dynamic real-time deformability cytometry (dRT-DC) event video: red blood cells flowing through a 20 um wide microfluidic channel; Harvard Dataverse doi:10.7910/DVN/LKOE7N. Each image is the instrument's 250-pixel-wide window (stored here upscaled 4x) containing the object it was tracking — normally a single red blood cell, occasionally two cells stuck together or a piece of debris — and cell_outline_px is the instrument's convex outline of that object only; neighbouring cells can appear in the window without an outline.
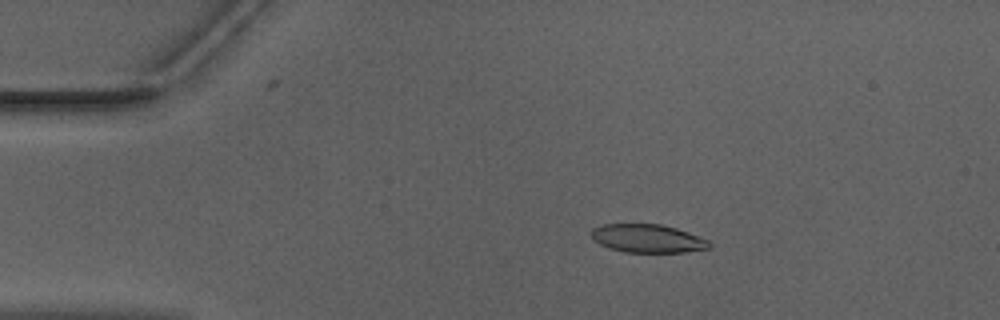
{"species": "Egyptian fruit bat (a non-hibernating species)", "species_latin": "Rousettus aegyptiacus", "temperature_condition": "warm", "stored_images_in_passage": 51, "camera_frame_rate_fps": 3000, "um_per_image_px": 0.085, "animal": {"sex": "male"}, "frame": {"image": 1, "passage_image": 9, "time_ms": 2.667, "image_size_px": [1000, 320], "cell_outline_px": [[712, 244], [708, 248], [684, 252], [624, 252], [608, 248], [592, 240], [592, 228], [604, 224], [660, 224], [676, 228], [688, 232], [708, 240]], "centroid_in_image_um": [55.02, 20.27], "position_along_channel_um": 30.0, "area_um2": 19.42}}
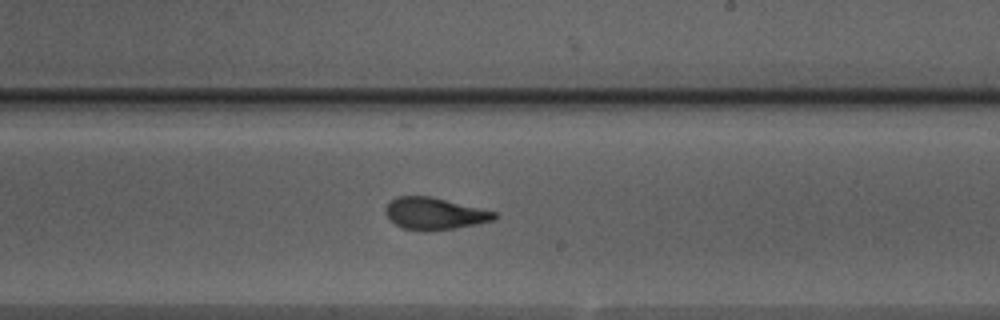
{"frame": {"image": 2, "passage_image": 30, "time_ms": 9.667, "image_size_px": [1000, 320], "cell_outline_px": [[496, 220], [456, 228], [424, 232], [420, 232], [404, 228], [396, 224], [384, 212], [384, 208], [396, 196], [428, 196], [496, 212]], "centroid_in_image_um": [36.92, 18.17], "position_along_channel_um": 252.1, "area_um2": 20.11}}
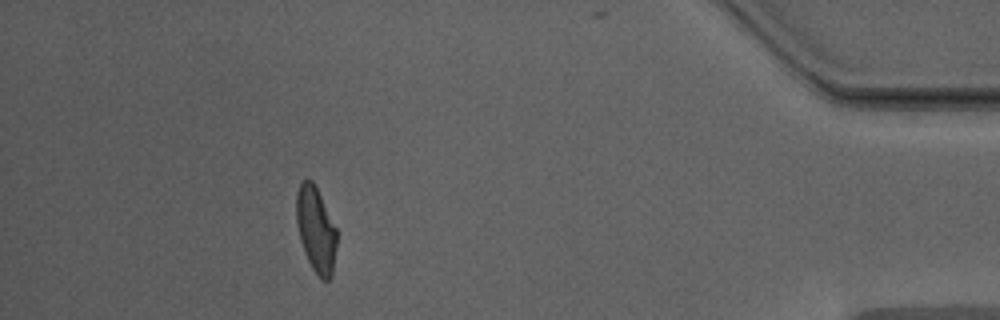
{"frame": {"image": 3, "passage_image": 46, "time_ms": 15.0, "image_size_px": [1000, 320], "cell_outline_px": [[336, 248], [332, 276], [328, 280], [324, 280], [312, 268], [304, 252], [300, 240], [296, 224], [296, 192], [300, 184], [308, 176], [312, 180], [336, 228]], "centroid_in_image_um": [26.83, 19.5], "position_along_channel_um": 408.4, "area_um2": 19.94}, "authors_computed_cell_mechanics": {"area_um2": 20.3456, "velocity_mm_per_s": 3.9769, "shape_relaxation_time_tau1_ms": 7.2142, "shape_relaxation_time_tau2_ms": 1.5, "deformation_change_tau1": 0.2195, "deformation_change_tau2": 0.0827}}